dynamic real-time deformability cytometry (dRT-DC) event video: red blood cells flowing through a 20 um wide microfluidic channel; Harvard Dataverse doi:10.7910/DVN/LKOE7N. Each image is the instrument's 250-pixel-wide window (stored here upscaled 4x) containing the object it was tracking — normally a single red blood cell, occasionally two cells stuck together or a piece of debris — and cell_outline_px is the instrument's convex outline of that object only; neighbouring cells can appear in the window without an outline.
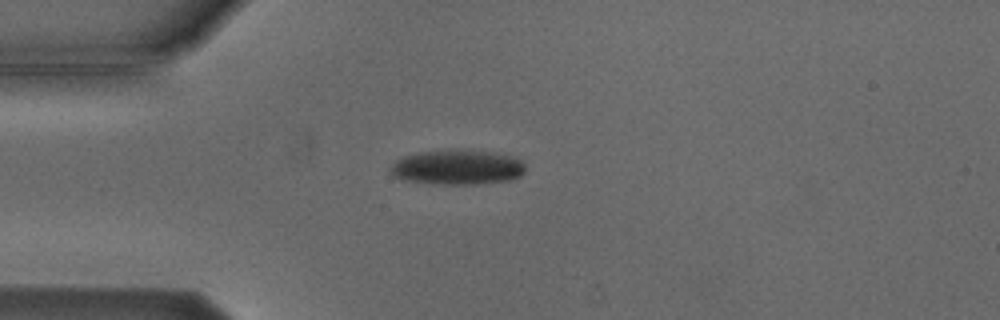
{"species": "Egyptian fruit bat (a non-hibernating species)", "species_latin": "Rousettus aegyptiacus", "temperature_condition": "cold", "stored_images_in_passage": 2, "camera_frame_rate_fps": 3000, "um_per_image_px": 0.085, "animal": {"sex": "male"}, "frame": {"image": 1, "passage_image": 1, "time_ms": 0.0, "image_size_px": [1000, 320], "cell_outline_px": [[524, 172], [520, 176], [508, 180], [476, 184], [444, 184], [404, 180], [392, 176], [388, 168], [400, 156], [420, 152], [448, 148], [488, 152], [508, 156], [520, 160], [524, 164]], "centroid_in_image_um": [38.79, 14.2], "position_along_channel_um": 46.2, "area_um2": 27.46}}